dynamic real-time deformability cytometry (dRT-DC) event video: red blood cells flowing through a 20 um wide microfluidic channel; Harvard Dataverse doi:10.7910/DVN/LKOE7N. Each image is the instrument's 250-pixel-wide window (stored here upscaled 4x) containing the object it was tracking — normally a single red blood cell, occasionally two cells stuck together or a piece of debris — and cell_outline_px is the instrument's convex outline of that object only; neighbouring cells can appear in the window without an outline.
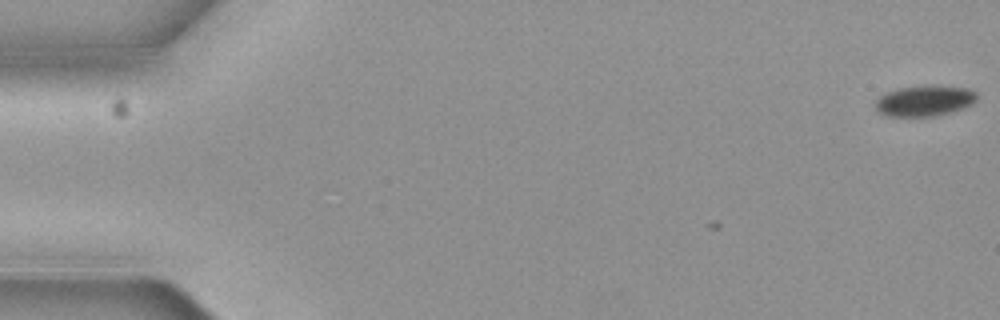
{"species": "common noctule bat (a hibernating species)", "species_latin": "Nyctalus noctula", "temperature_condition": "cold", "stored_images_in_passage": 5, "camera_frame_rate_fps": 3000, "um_per_image_px": 0.085, "animal": {"sex": "female", "body_mass_g": 19.3, "forearm_length_mm": 54.1}, "frame": {"image": 1, "passage_image": 1, "time_ms": 0.0, "image_size_px": [1000, 320], "cell_outline_px": [[976, 100], [972, 104], [948, 112], [932, 116], [888, 116], [880, 112], [876, 108], [876, 100], [884, 92], [896, 88], [928, 84], [936, 84], [968, 88], [976, 92]], "centroid_in_image_um": [78.57, 8.52], "position_along_channel_um": 6.4, "area_um2": 18.32}}